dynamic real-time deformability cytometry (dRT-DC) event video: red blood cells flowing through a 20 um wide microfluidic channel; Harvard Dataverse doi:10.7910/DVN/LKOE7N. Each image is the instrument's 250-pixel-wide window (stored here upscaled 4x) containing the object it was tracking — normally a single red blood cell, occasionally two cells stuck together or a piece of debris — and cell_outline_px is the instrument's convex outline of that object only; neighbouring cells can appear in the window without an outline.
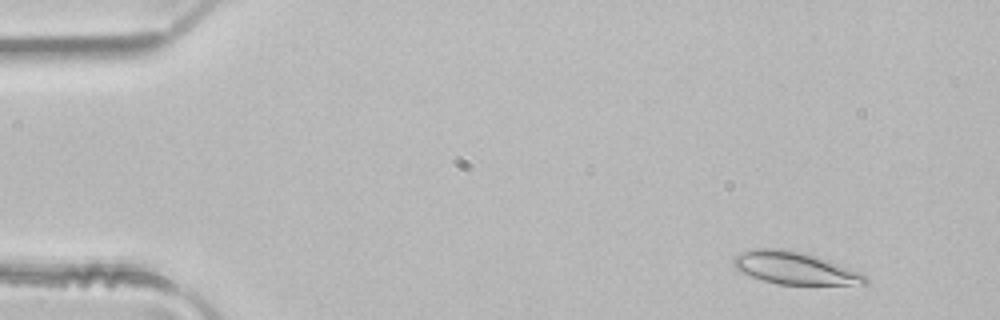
{"species": "common noctule bat (a hibernating species)", "species_latin": "Nyctalus noctula", "temperature_condition": "room temperature", "stored_images_in_passage": 50, "camera_frame_rate_fps": 3000, "um_per_image_px": 0.085, "animal": {"sex": "male", "body_mass_g": 21.5, "forearm_length_mm": 52.0}, "frame": {"image": 1, "passage_image": 5, "time_ms": 1.333, "image_size_px": [1000, 320], "cell_outline_px": [[868, 284], [776, 284], [752, 276], [736, 268], [732, 264], [732, 256], [756, 248], [780, 248], [804, 252], [864, 272], [868, 276]], "centroid_in_image_um": [67.61, 22.77], "position_along_channel_um": 17.4, "area_um2": 24.91}}
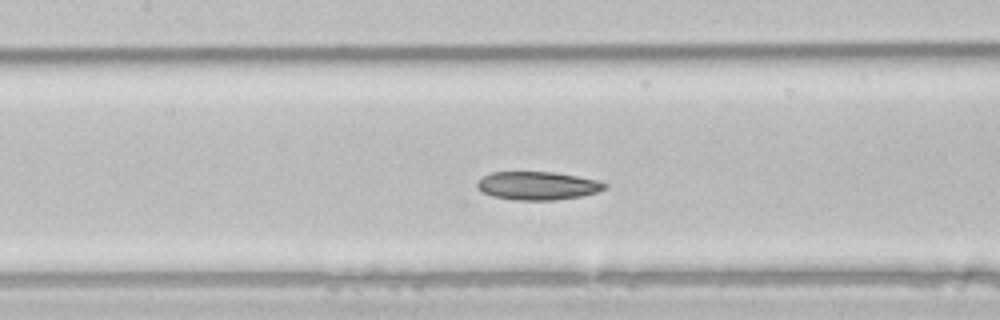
{"frame": {"image": 2, "passage_image": 23, "time_ms": 7.333, "image_size_px": [1000, 320], "cell_outline_px": [[608, 188], [596, 192], [580, 196], [556, 200], [512, 200], [492, 196], [476, 188], [476, 184], [484, 176], [492, 172], [556, 172], [600, 180], [608, 184]], "centroid_in_image_um": [45.73, 15.78], "position_along_channel_um": 161.7, "area_um2": 21.15}}
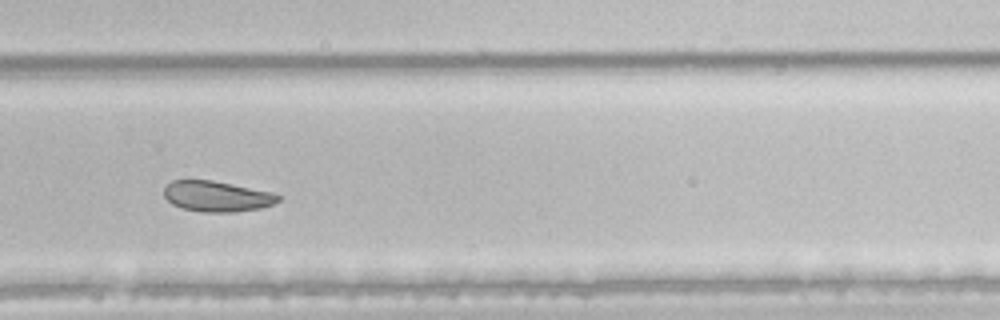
{"frame": {"image": 3, "passage_image": 34, "time_ms": 11.0, "image_size_px": [1000, 320], "cell_outline_px": [[280, 200], [272, 204], [260, 208], [236, 212], [204, 212], [184, 208], [172, 204], [164, 196], [164, 188], [172, 180], [212, 180], [272, 192], [280, 196]], "centroid_in_image_um": [18.43, 16.68], "position_along_channel_um": 311.4, "area_um2": 20.23}, "authors_computed_cell_mechanics": {"area_um2": 24.1026, "velocity_mm_per_s": 4.1068, "shape_relaxation_time_tau1_ms": 6.5072, "shape_relaxation_time_tau2_ms": 3.5381, "deformation_change_tau1": 0.1118, "deformation_change_tau2": 0.0731}}